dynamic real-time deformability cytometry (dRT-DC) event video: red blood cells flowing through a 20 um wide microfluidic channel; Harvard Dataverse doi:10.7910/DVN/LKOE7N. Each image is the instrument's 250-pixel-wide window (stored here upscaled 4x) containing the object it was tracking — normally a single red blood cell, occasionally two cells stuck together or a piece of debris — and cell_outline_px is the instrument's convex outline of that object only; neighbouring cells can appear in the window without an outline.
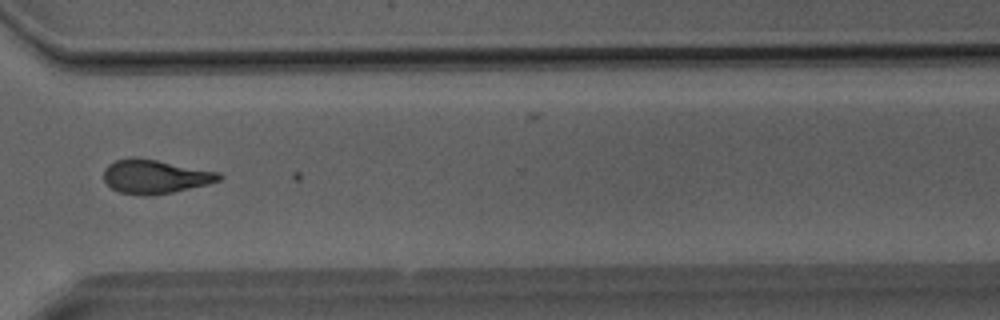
{"species": "Egyptian fruit bat (a non-hibernating species)", "species_latin": "Rousettus aegyptiacus", "temperature_condition": "room temperature", "stored_images_in_passage": 36, "segment_of_instrument_passage": [1, 2], "camera_frame_rate_fps": 3000, "um_per_image_px": 0.085, "animal": {"sex": "male"}, "frame": {"image": 1, "passage_image": 25, "time_ms": 8.0, "image_size_px": [1000, 320], "cell_outline_px": [[224, 176], [220, 180], [208, 184], [172, 192], [144, 196], [120, 192], [112, 188], [104, 180], [104, 168], [108, 164], [116, 160], [128, 156], [136, 156], [220, 172]], "centroid_in_image_um": [13.17, 14.99], "position_along_channel_um": 357.4, "area_um2": 22.89}}
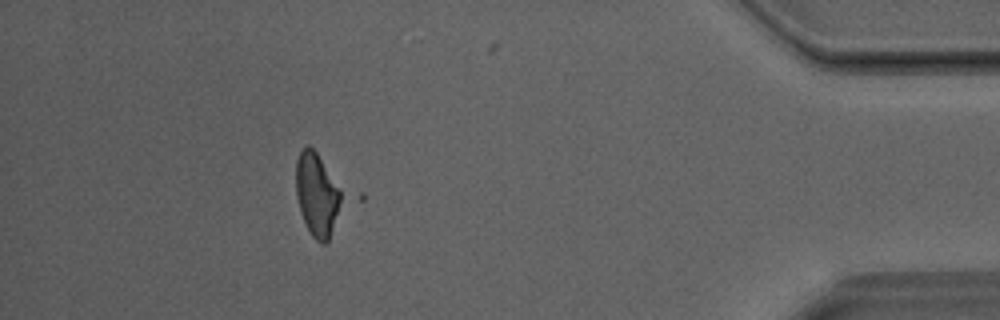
{"frame": {"image": 2, "passage_image": 31, "time_ms": 10.0, "image_size_px": [1000, 320], "cell_outline_px": [[348, 196], [328, 240], [324, 244], [320, 244], [312, 236], [300, 212], [296, 196], [296, 160], [300, 152], [308, 144], [316, 152]], "centroid_in_image_um": [27.02, 16.56], "position_along_channel_um": 408.2, "area_um2": 22.89}}